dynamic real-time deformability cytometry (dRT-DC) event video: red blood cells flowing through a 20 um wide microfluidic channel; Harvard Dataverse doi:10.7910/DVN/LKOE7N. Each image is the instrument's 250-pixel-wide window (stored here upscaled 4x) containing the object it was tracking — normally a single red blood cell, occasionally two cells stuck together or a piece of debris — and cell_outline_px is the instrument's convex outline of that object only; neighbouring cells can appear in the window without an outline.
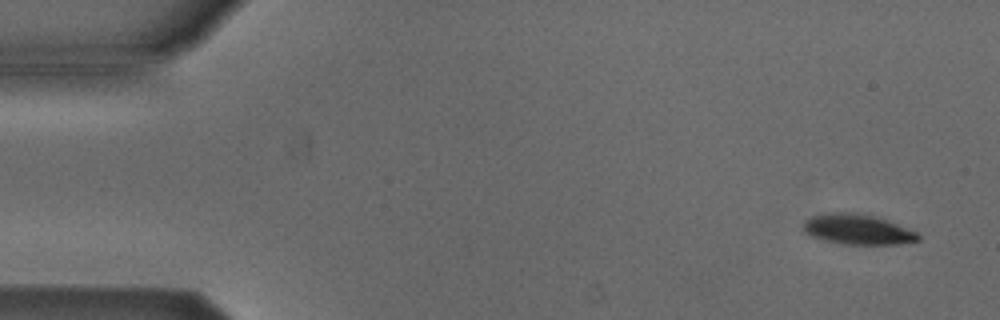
{"species": "Egyptian fruit bat (a non-hibernating species)", "species_latin": "Rousettus aegyptiacus", "temperature_condition": "cold", "stored_images_in_passage": 7, "camera_frame_rate_fps": 3000, "um_per_image_px": 0.085, "animal": {"sex": "male"}, "frame": {"image": 1, "passage_image": 1, "time_ms": 0.0, "image_size_px": [1000, 320], "cell_outline_px": [[920, 240], [900, 244], [844, 244], [824, 240], [812, 236], [804, 228], [804, 224], [812, 216], [832, 212], [852, 212], [872, 216], [896, 224], [916, 232], [920, 236]], "centroid_in_image_um": [72.92, 19.51], "position_along_channel_um": 12.1, "area_um2": 19.65}}
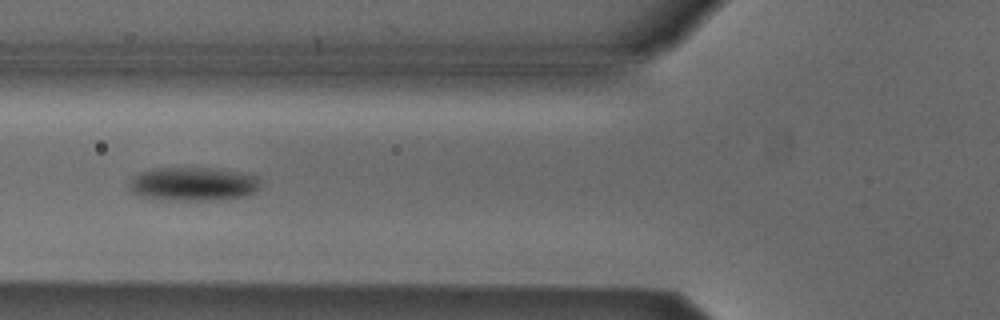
{"frame": {"image": 2, "passage_image": 5, "time_ms": 5.667, "image_size_px": [1000, 320], "cell_outline_px": [[260, 184], [256, 192], [248, 196], [208, 200], [160, 200], [140, 196], [132, 192], [128, 188], [128, 184], [140, 172], [152, 168], [216, 168], [244, 172], [256, 176]], "centroid_in_image_um": [16.42, 15.64], "position_along_channel_um": 109.4, "area_um2": 26.01}}
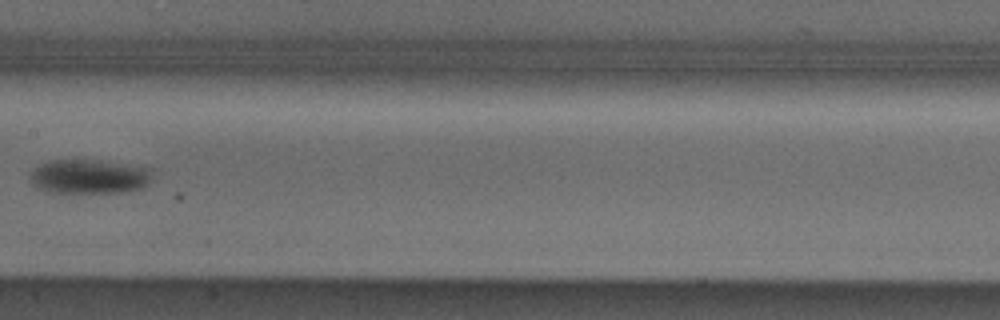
{"frame": {"image": 3, "passage_image": 7, "time_ms": 8.0, "image_size_px": [1000, 320], "cell_outline_px": [[152, 168], [148, 184], [140, 188], [120, 192], [48, 192], [36, 188], [28, 180], [32, 172], [40, 164], [52, 160], [100, 160]], "centroid_in_image_um": [7.55, 15.0], "position_along_channel_um": 199.9, "area_um2": 24.33}}